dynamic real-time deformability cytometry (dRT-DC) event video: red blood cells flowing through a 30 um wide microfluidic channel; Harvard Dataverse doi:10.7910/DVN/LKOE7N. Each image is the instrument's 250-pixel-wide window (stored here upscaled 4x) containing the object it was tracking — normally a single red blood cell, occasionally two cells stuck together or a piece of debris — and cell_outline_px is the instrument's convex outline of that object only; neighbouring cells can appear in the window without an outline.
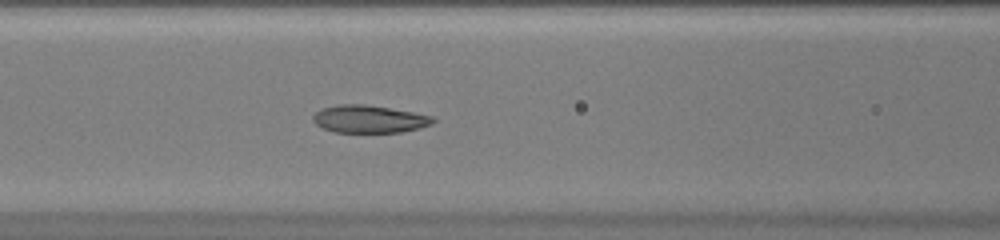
{"species": "common noctule bat (a hibernating species)", "species_latin": "Nyctalus noctula", "temperature_condition": "warm", "stored_images_in_passage": 34, "camera_frame_rate_fps": 3000, "um_per_image_px": 0.085, "animal": {"sex": "female", "body_mass_g": 20.0, "forearm_length_mm": 54.0}, "frame": {"image": 1, "passage_image": 7, "time_ms": 2.0, "image_size_px": [1000, 240], "cell_outline_px": [[436, 120], [432, 124], [420, 128], [400, 132], [336, 132], [324, 128], [316, 124], [312, 120], [312, 116], [316, 112], [324, 108], [336, 104], [364, 104], [412, 112], [432, 116]], "centroid_in_image_um": [31.38, 10.12], "position_along_channel_um": 135.2, "area_um2": 19.13}}
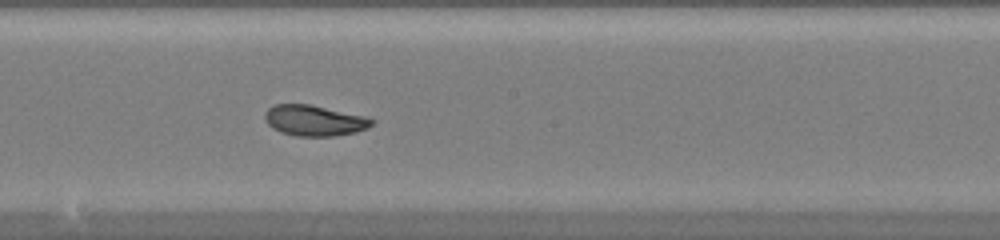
{"frame": {"image": 2, "passage_image": 13, "time_ms": 4.0, "image_size_px": [1000, 240], "cell_outline_px": [[376, 120], [368, 128], [356, 132], [336, 136], [296, 136], [280, 132], [272, 128], [264, 120], [264, 112], [268, 108], [276, 104], [308, 104], [364, 116]], "centroid_in_image_um": [26.69, 10.25], "position_along_channel_um": 221.5, "area_um2": 19.19}}
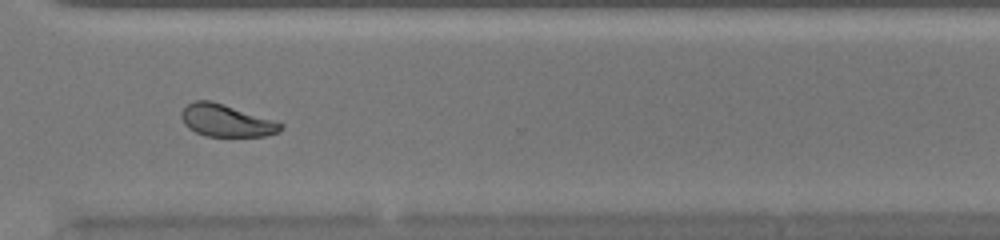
{"frame": {"image": 3, "passage_image": 22, "time_ms": 7.0, "image_size_px": [1000, 240], "cell_outline_px": [[284, 128], [280, 132], [264, 136], [204, 136], [188, 128], [184, 124], [180, 116], [180, 112], [188, 104], [196, 100], [212, 100], [284, 124]], "centroid_in_image_um": [19.21, 10.25], "position_along_channel_um": 351.4, "area_um2": 18.61}, "authors_computed_cell_mechanics": {"area_um2": 19.4497, "velocity_mm_per_s": 4.3284, "shape_relaxation_time_tau1_ms": 3.944, "shape_relaxation_time_tau2_ms": 0.854, "deformation_change_tau1": 0.1659, "deformation_change_tau2": 0.0656}}